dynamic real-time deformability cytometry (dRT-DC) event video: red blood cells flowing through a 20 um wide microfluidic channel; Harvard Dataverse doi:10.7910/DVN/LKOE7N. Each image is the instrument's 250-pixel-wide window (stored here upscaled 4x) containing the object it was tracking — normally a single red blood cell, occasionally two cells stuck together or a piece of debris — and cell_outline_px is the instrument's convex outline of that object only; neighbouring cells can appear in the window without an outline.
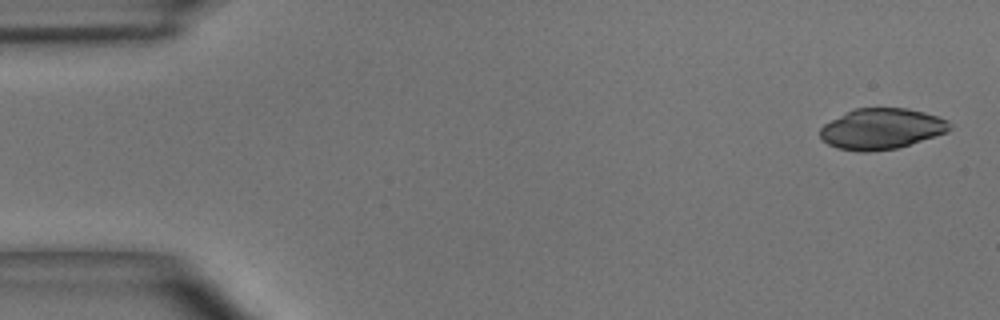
{"species": "common noctule bat (a hibernating species)", "species_latin": "Nyctalus noctula", "temperature_condition": "room temperature", "stored_images_in_passage": 5, "camera_frame_rate_fps": 3000, "um_per_image_px": 0.085, "animal": {"sex": "male", "body_mass_g": 15.6}, "frame": {"image": 1, "passage_image": 1, "time_ms": 0.0, "image_size_px": [1000, 320], "cell_outline_px": [[952, 128], [948, 132], [896, 148], [868, 152], [860, 152], [836, 148], [828, 144], [820, 136], [820, 128], [824, 124], [856, 108], [908, 108], [924, 112], [948, 120], [952, 124]], "centroid_in_image_um": [74.95, 10.95], "position_along_channel_um": 10.1, "area_um2": 30.63}}